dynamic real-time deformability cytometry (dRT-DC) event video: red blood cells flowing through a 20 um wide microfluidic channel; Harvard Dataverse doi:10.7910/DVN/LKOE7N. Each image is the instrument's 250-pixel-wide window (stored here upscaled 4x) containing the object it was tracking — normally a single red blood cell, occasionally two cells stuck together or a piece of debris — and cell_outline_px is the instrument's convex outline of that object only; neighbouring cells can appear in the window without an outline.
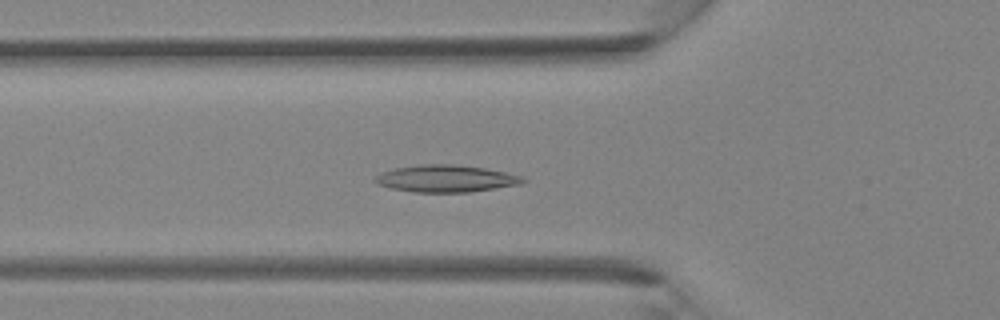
{"species": "Egyptian fruit bat (a non-hibernating species)", "species_latin": "Rousettus aegyptiacus", "temperature_condition": "room temperature", "stored_images_in_passage": 39, "camera_frame_rate_fps": 3000, "um_per_image_px": 0.085, "animal": {"sex": "female"}, "frame": {"image": 1, "passage_image": 13, "time_ms": 4.0, "image_size_px": [1000, 320], "cell_outline_px": [[528, 180], [524, 184], [468, 192], [412, 192], [392, 188], [376, 184], [372, 180], [380, 172], [396, 168], [420, 164], [452, 164], [484, 168], [524, 176]], "centroid_in_image_um": [37.92, 15.18], "position_along_channel_um": 87.9, "area_um2": 23.47}}
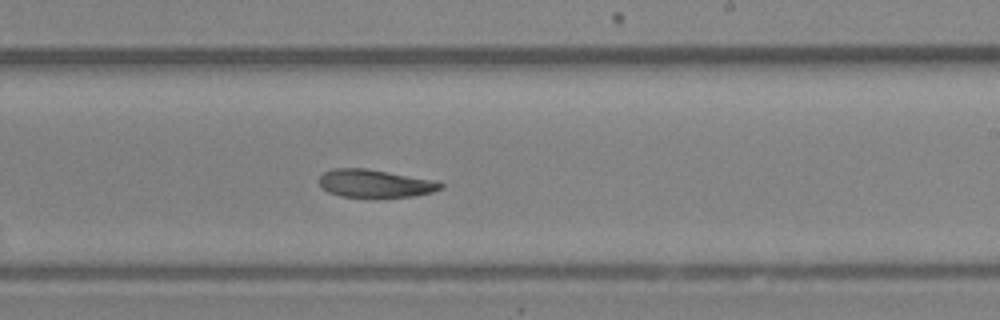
{"frame": {"image": 2, "passage_image": 23, "time_ms": 7.333, "image_size_px": [1000, 320], "cell_outline_px": [[444, 188], [432, 192], [412, 196], [340, 196], [328, 192], [320, 184], [320, 176], [324, 172], [332, 168], [368, 168], [440, 180], [444, 184]], "centroid_in_image_um": [31.96, 15.56], "position_along_channel_um": 257.0, "area_um2": 19.83}}
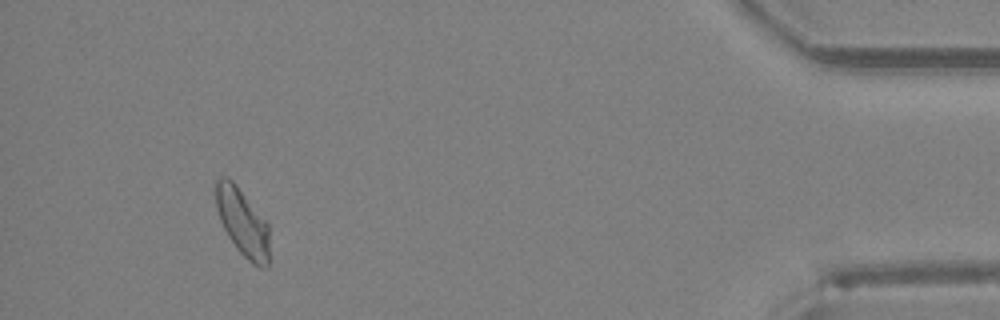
{"frame": {"image": 3, "passage_image": 36, "time_ms": 11.667, "image_size_px": [1000, 320], "cell_outline_px": [[268, 268], [260, 268], [252, 264], [236, 248], [228, 236], [220, 220], [216, 208], [216, 180], [220, 176], [228, 176], [236, 184], [268, 224]], "centroid_in_image_um": [20.6, 18.9], "position_along_channel_um": 414.6, "area_um2": 20.92}}